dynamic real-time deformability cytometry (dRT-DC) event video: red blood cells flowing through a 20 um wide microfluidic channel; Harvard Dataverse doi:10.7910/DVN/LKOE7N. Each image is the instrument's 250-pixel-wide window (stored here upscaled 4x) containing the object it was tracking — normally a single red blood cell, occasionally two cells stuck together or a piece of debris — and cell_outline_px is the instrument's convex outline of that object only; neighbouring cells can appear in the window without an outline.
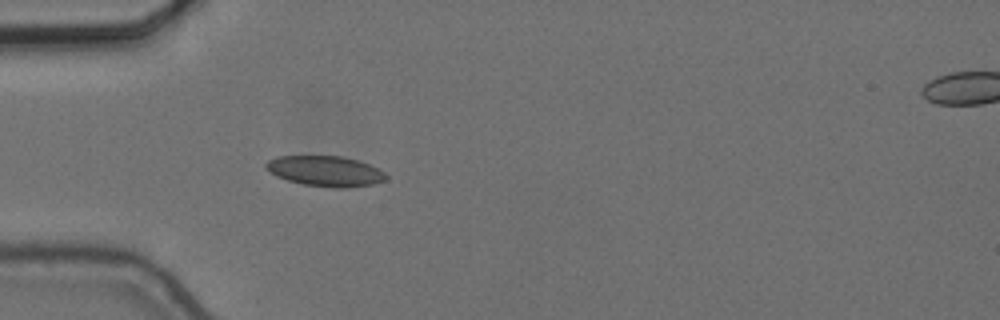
{"species": "common noctule bat (a hibernating species)", "species_latin": "Nyctalus noctula", "temperature_condition": "cold", "stored_images_in_passage": 40, "camera_frame_rate_fps": 3000, "um_per_image_px": 0.085, "animal": {"sex": "female", "body_mass_g": 24.6, "forearm_length_mm": 56.2}, "frame": {"image": 1, "passage_image": 1, "time_ms": 0.0, "image_size_px": [1000, 320], "cell_outline_px": [[388, 180], [372, 184], [348, 188], [332, 188], [304, 184], [288, 180], [276, 176], [264, 168], [264, 164], [268, 160], [276, 156], [344, 156], [368, 164], [384, 172], [388, 176]], "centroid_in_image_um": [27.64, 14.54], "position_along_channel_um": 57.4, "area_um2": 21.39}}
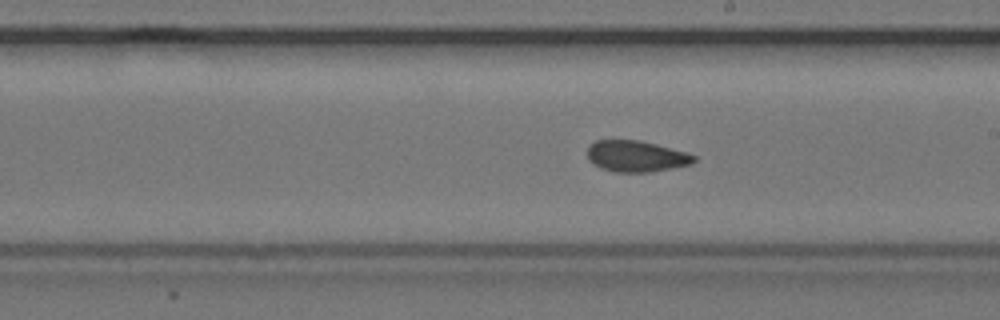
{"frame": {"image": 2, "passage_image": 16, "time_ms": 5.0, "image_size_px": [1000, 320], "cell_outline_px": [[696, 160], [692, 164], [652, 172], [616, 172], [600, 168], [592, 164], [588, 160], [588, 144], [596, 140], [640, 140], [688, 152], [696, 156]], "centroid_in_image_um": [54.07, 13.28], "position_along_channel_um": 234.9, "area_um2": 19.65}}
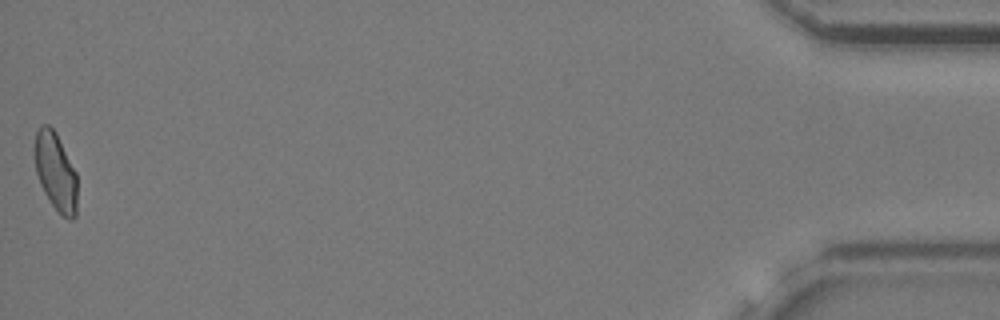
{"frame": {"image": 3, "passage_image": 40, "time_ms": 13.0, "image_size_px": [1000, 320], "cell_outline_px": [[76, 216], [72, 220], [68, 220], [52, 204], [44, 192], [40, 184], [36, 172], [32, 148], [36, 132], [40, 124], [48, 124], [56, 132], [76, 172]], "centroid_in_image_um": [4.69, 14.53], "position_along_channel_um": 430.5, "area_um2": 19.54}, "authors_computed_cell_mechanics": {"area_um2": 19.9699, "velocity_mm_per_s": 3.6606, "shape_relaxation_time_tau1_ms": null, "shape_relaxation_time_tau2_ms": 2.0269, "deformation_change_tau1": null, "deformation_change_tau2": 0.0764}}